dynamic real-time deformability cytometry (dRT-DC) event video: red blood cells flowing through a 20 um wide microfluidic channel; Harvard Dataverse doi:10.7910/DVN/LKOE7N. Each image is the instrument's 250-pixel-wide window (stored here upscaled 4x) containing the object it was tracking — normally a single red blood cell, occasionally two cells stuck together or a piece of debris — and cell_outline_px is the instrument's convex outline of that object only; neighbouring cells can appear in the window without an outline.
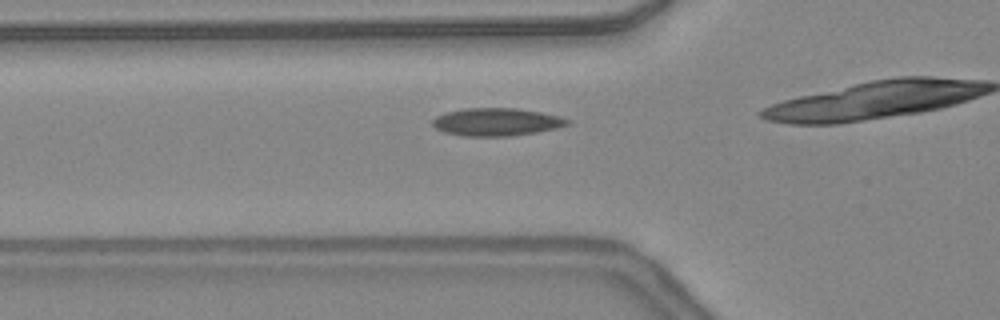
{"species": "common noctule bat (a hibernating species)", "species_latin": "Nyctalus noctula", "temperature_condition": "warm", "stored_images_in_passage": 11, "camera_frame_rate_fps": 3000, "um_per_image_px": 0.085, "animal": {"sex": "female", "body_mass_g": 24.6, "forearm_length_mm": 56.2}, "frame": {"image": 1, "passage_image": 5, "time_ms": 1.333, "image_size_px": [1000, 320], "cell_outline_px": [[572, 120], [568, 124], [556, 128], [536, 132], [512, 136], [464, 136], [444, 132], [436, 128], [432, 124], [432, 120], [436, 116], [448, 112], [464, 108], [516, 108], [540, 112], [560, 116]], "centroid_in_image_um": [42.21, 10.36], "position_along_channel_um": 83.6, "area_um2": 21.79}}